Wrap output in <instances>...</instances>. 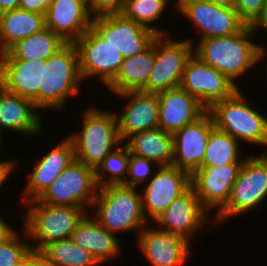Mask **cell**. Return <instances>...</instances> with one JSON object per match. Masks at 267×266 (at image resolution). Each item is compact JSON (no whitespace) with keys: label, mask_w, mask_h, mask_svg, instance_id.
Masks as SVG:
<instances>
[{"label":"cell","mask_w":267,"mask_h":266,"mask_svg":"<svg viewBox=\"0 0 267 266\" xmlns=\"http://www.w3.org/2000/svg\"><path fill=\"white\" fill-rule=\"evenodd\" d=\"M255 33L245 26L239 33L201 39L194 55L224 74L235 85L237 79L266 57L264 45L254 43Z\"/></svg>","instance_id":"1"},{"label":"cell","mask_w":267,"mask_h":266,"mask_svg":"<svg viewBox=\"0 0 267 266\" xmlns=\"http://www.w3.org/2000/svg\"><path fill=\"white\" fill-rule=\"evenodd\" d=\"M137 190L123 184L98 188L91 216L114 234L138 230L139 235L150 221L143 212L141 194Z\"/></svg>","instance_id":"2"},{"label":"cell","mask_w":267,"mask_h":266,"mask_svg":"<svg viewBox=\"0 0 267 266\" xmlns=\"http://www.w3.org/2000/svg\"><path fill=\"white\" fill-rule=\"evenodd\" d=\"M82 82L76 46L66 43L47 60H43V89H39L38 95L32 100L33 104L39 110H59L69 97L80 93Z\"/></svg>","instance_id":"3"},{"label":"cell","mask_w":267,"mask_h":266,"mask_svg":"<svg viewBox=\"0 0 267 266\" xmlns=\"http://www.w3.org/2000/svg\"><path fill=\"white\" fill-rule=\"evenodd\" d=\"M90 107L83 112L81 130L67 137L73 144L75 159L96 170L104 158L123 142L119 136L115 111Z\"/></svg>","instance_id":"4"},{"label":"cell","mask_w":267,"mask_h":266,"mask_svg":"<svg viewBox=\"0 0 267 266\" xmlns=\"http://www.w3.org/2000/svg\"><path fill=\"white\" fill-rule=\"evenodd\" d=\"M23 205L27 208L22 226L29 241H34L32 250L38 252L51 242L71 238L88 211L82 207L45 204L37 199Z\"/></svg>","instance_id":"5"},{"label":"cell","mask_w":267,"mask_h":266,"mask_svg":"<svg viewBox=\"0 0 267 266\" xmlns=\"http://www.w3.org/2000/svg\"><path fill=\"white\" fill-rule=\"evenodd\" d=\"M244 94L238 89L231 97L212 104L207 112L215 128L230 134L239 143L247 142L266 148L267 117L251 107Z\"/></svg>","instance_id":"6"},{"label":"cell","mask_w":267,"mask_h":266,"mask_svg":"<svg viewBox=\"0 0 267 266\" xmlns=\"http://www.w3.org/2000/svg\"><path fill=\"white\" fill-rule=\"evenodd\" d=\"M227 204L214 215V221L225 222L231 217L258 208L267 197V153L246 155Z\"/></svg>","instance_id":"7"},{"label":"cell","mask_w":267,"mask_h":266,"mask_svg":"<svg viewBox=\"0 0 267 266\" xmlns=\"http://www.w3.org/2000/svg\"><path fill=\"white\" fill-rule=\"evenodd\" d=\"M192 39L175 40L167 35L155 39V60L146 86L145 93H159L179 87L187 62L194 55Z\"/></svg>","instance_id":"8"},{"label":"cell","mask_w":267,"mask_h":266,"mask_svg":"<svg viewBox=\"0 0 267 266\" xmlns=\"http://www.w3.org/2000/svg\"><path fill=\"white\" fill-rule=\"evenodd\" d=\"M97 191L95 170L75 159L37 200L57 206L82 207L89 211Z\"/></svg>","instance_id":"9"},{"label":"cell","mask_w":267,"mask_h":266,"mask_svg":"<svg viewBox=\"0 0 267 266\" xmlns=\"http://www.w3.org/2000/svg\"><path fill=\"white\" fill-rule=\"evenodd\" d=\"M82 80L97 77L108 86L120 70L124 57L109 41L90 27L74 42ZM86 78V79H85Z\"/></svg>","instance_id":"10"},{"label":"cell","mask_w":267,"mask_h":266,"mask_svg":"<svg viewBox=\"0 0 267 266\" xmlns=\"http://www.w3.org/2000/svg\"><path fill=\"white\" fill-rule=\"evenodd\" d=\"M178 13L195 24L200 39L230 36L239 33L246 25L234 8L215 5L206 0H176Z\"/></svg>","instance_id":"11"},{"label":"cell","mask_w":267,"mask_h":266,"mask_svg":"<svg viewBox=\"0 0 267 266\" xmlns=\"http://www.w3.org/2000/svg\"><path fill=\"white\" fill-rule=\"evenodd\" d=\"M143 187L139 188L143 212L146 219L153 222L191 187V175L172 165L159 166Z\"/></svg>","instance_id":"12"},{"label":"cell","mask_w":267,"mask_h":266,"mask_svg":"<svg viewBox=\"0 0 267 266\" xmlns=\"http://www.w3.org/2000/svg\"><path fill=\"white\" fill-rule=\"evenodd\" d=\"M91 27L120 51L124 58L143 52L158 36L121 13L93 17Z\"/></svg>","instance_id":"13"},{"label":"cell","mask_w":267,"mask_h":266,"mask_svg":"<svg viewBox=\"0 0 267 266\" xmlns=\"http://www.w3.org/2000/svg\"><path fill=\"white\" fill-rule=\"evenodd\" d=\"M179 87L197 98L207 109L240 89L224 74L201 62L195 55L187 62Z\"/></svg>","instance_id":"14"},{"label":"cell","mask_w":267,"mask_h":266,"mask_svg":"<svg viewBox=\"0 0 267 266\" xmlns=\"http://www.w3.org/2000/svg\"><path fill=\"white\" fill-rule=\"evenodd\" d=\"M208 212L190 187L151 223H156L162 231L178 234L192 242L191 238L194 239L196 232L206 228L209 219L211 220Z\"/></svg>","instance_id":"15"},{"label":"cell","mask_w":267,"mask_h":266,"mask_svg":"<svg viewBox=\"0 0 267 266\" xmlns=\"http://www.w3.org/2000/svg\"><path fill=\"white\" fill-rule=\"evenodd\" d=\"M242 164L200 166L191 175V187L209 212L218 209L217 213L227 204Z\"/></svg>","instance_id":"16"},{"label":"cell","mask_w":267,"mask_h":266,"mask_svg":"<svg viewBox=\"0 0 267 266\" xmlns=\"http://www.w3.org/2000/svg\"><path fill=\"white\" fill-rule=\"evenodd\" d=\"M211 115L206 112L196 122L173 133V163L192 175L203 162L210 133L214 129Z\"/></svg>","instance_id":"17"},{"label":"cell","mask_w":267,"mask_h":266,"mask_svg":"<svg viewBox=\"0 0 267 266\" xmlns=\"http://www.w3.org/2000/svg\"><path fill=\"white\" fill-rule=\"evenodd\" d=\"M136 242L151 266H183L189 259L190 241L178 234L146 226Z\"/></svg>","instance_id":"18"},{"label":"cell","mask_w":267,"mask_h":266,"mask_svg":"<svg viewBox=\"0 0 267 266\" xmlns=\"http://www.w3.org/2000/svg\"><path fill=\"white\" fill-rule=\"evenodd\" d=\"M116 96L124 101L127 100L123 105V112H115L122 142L135 133L158 128V93L130 91Z\"/></svg>","instance_id":"19"},{"label":"cell","mask_w":267,"mask_h":266,"mask_svg":"<svg viewBox=\"0 0 267 266\" xmlns=\"http://www.w3.org/2000/svg\"><path fill=\"white\" fill-rule=\"evenodd\" d=\"M75 152L71 140L66 136L57 146L49 150L36 161L35 166L27 174V184L24 187L21 201L24 203L38 199L53 181L72 161Z\"/></svg>","instance_id":"20"},{"label":"cell","mask_w":267,"mask_h":266,"mask_svg":"<svg viewBox=\"0 0 267 266\" xmlns=\"http://www.w3.org/2000/svg\"><path fill=\"white\" fill-rule=\"evenodd\" d=\"M158 99V127L171 134L196 122L207 112L197 98L180 87L159 92Z\"/></svg>","instance_id":"21"},{"label":"cell","mask_w":267,"mask_h":266,"mask_svg":"<svg viewBox=\"0 0 267 266\" xmlns=\"http://www.w3.org/2000/svg\"><path fill=\"white\" fill-rule=\"evenodd\" d=\"M92 16L87 0H54L45 12L46 28L66 43H74L90 27Z\"/></svg>","instance_id":"22"},{"label":"cell","mask_w":267,"mask_h":266,"mask_svg":"<svg viewBox=\"0 0 267 266\" xmlns=\"http://www.w3.org/2000/svg\"><path fill=\"white\" fill-rule=\"evenodd\" d=\"M33 101L0 87V131L4 129L24 136L41 134L45 120L37 113Z\"/></svg>","instance_id":"23"},{"label":"cell","mask_w":267,"mask_h":266,"mask_svg":"<svg viewBox=\"0 0 267 266\" xmlns=\"http://www.w3.org/2000/svg\"><path fill=\"white\" fill-rule=\"evenodd\" d=\"M0 79L7 91L33 100L43 89V60L0 58Z\"/></svg>","instance_id":"24"},{"label":"cell","mask_w":267,"mask_h":266,"mask_svg":"<svg viewBox=\"0 0 267 266\" xmlns=\"http://www.w3.org/2000/svg\"><path fill=\"white\" fill-rule=\"evenodd\" d=\"M71 239L91 252L100 264L112 261L121 252L118 236L101 226L89 212L79 222Z\"/></svg>","instance_id":"25"},{"label":"cell","mask_w":267,"mask_h":266,"mask_svg":"<svg viewBox=\"0 0 267 266\" xmlns=\"http://www.w3.org/2000/svg\"><path fill=\"white\" fill-rule=\"evenodd\" d=\"M155 60V40L143 52L124 58L120 70L107 86L114 94L141 91L147 84Z\"/></svg>","instance_id":"26"},{"label":"cell","mask_w":267,"mask_h":266,"mask_svg":"<svg viewBox=\"0 0 267 266\" xmlns=\"http://www.w3.org/2000/svg\"><path fill=\"white\" fill-rule=\"evenodd\" d=\"M124 143L132 155L151 160L158 166L173 163V135L159 127L135 133Z\"/></svg>","instance_id":"27"},{"label":"cell","mask_w":267,"mask_h":266,"mask_svg":"<svg viewBox=\"0 0 267 266\" xmlns=\"http://www.w3.org/2000/svg\"><path fill=\"white\" fill-rule=\"evenodd\" d=\"M45 28V14L20 8L0 13V53L16 41L39 33Z\"/></svg>","instance_id":"28"},{"label":"cell","mask_w":267,"mask_h":266,"mask_svg":"<svg viewBox=\"0 0 267 266\" xmlns=\"http://www.w3.org/2000/svg\"><path fill=\"white\" fill-rule=\"evenodd\" d=\"M65 44L66 42L59 35L45 28L39 33L16 41L6 51L0 53V58L47 60Z\"/></svg>","instance_id":"29"},{"label":"cell","mask_w":267,"mask_h":266,"mask_svg":"<svg viewBox=\"0 0 267 266\" xmlns=\"http://www.w3.org/2000/svg\"><path fill=\"white\" fill-rule=\"evenodd\" d=\"M40 253L46 266L101 265L91 252L75 244L71 238L51 242Z\"/></svg>","instance_id":"30"},{"label":"cell","mask_w":267,"mask_h":266,"mask_svg":"<svg viewBox=\"0 0 267 266\" xmlns=\"http://www.w3.org/2000/svg\"><path fill=\"white\" fill-rule=\"evenodd\" d=\"M239 146L240 143L230 134L214 128L210 133L201 166H221L229 163H243L246 157H240Z\"/></svg>","instance_id":"31"},{"label":"cell","mask_w":267,"mask_h":266,"mask_svg":"<svg viewBox=\"0 0 267 266\" xmlns=\"http://www.w3.org/2000/svg\"><path fill=\"white\" fill-rule=\"evenodd\" d=\"M171 0H124L121 14L144 27L152 30L158 35H167V31L152 25L159 20L165 12L166 6ZM151 24V25H150Z\"/></svg>","instance_id":"32"},{"label":"cell","mask_w":267,"mask_h":266,"mask_svg":"<svg viewBox=\"0 0 267 266\" xmlns=\"http://www.w3.org/2000/svg\"><path fill=\"white\" fill-rule=\"evenodd\" d=\"M130 154L128 146L123 142L104 158L95 170V180L98 188L125 183Z\"/></svg>","instance_id":"33"},{"label":"cell","mask_w":267,"mask_h":266,"mask_svg":"<svg viewBox=\"0 0 267 266\" xmlns=\"http://www.w3.org/2000/svg\"><path fill=\"white\" fill-rule=\"evenodd\" d=\"M23 234L18 230L4 243L0 244V266H16L31 251V244L26 231ZM24 239H22L23 237Z\"/></svg>","instance_id":"34"},{"label":"cell","mask_w":267,"mask_h":266,"mask_svg":"<svg viewBox=\"0 0 267 266\" xmlns=\"http://www.w3.org/2000/svg\"><path fill=\"white\" fill-rule=\"evenodd\" d=\"M153 164H155V166ZM153 166L155 170L157 169L156 167H159L151 160L130 154L128 172L123 185L135 188L141 187L140 184L144 185L145 182L154 175Z\"/></svg>","instance_id":"35"},{"label":"cell","mask_w":267,"mask_h":266,"mask_svg":"<svg viewBox=\"0 0 267 266\" xmlns=\"http://www.w3.org/2000/svg\"><path fill=\"white\" fill-rule=\"evenodd\" d=\"M265 0H236L235 11L240 20L246 25L251 26L260 16Z\"/></svg>","instance_id":"36"},{"label":"cell","mask_w":267,"mask_h":266,"mask_svg":"<svg viewBox=\"0 0 267 266\" xmlns=\"http://www.w3.org/2000/svg\"><path fill=\"white\" fill-rule=\"evenodd\" d=\"M124 0H87V8L92 17L121 13Z\"/></svg>","instance_id":"37"},{"label":"cell","mask_w":267,"mask_h":266,"mask_svg":"<svg viewBox=\"0 0 267 266\" xmlns=\"http://www.w3.org/2000/svg\"><path fill=\"white\" fill-rule=\"evenodd\" d=\"M16 266H46V264L43 255L38 251L32 250Z\"/></svg>","instance_id":"38"},{"label":"cell","mask_w":267,"mask_h":266,"mask_svg":"<svg viewBox=\"0 0 267 266\" xmlns=\"http://www.w3.org/2000/svg\"><path fill=\"white\" fill-rule=\"evenodd\" d=\"M18 8L38 14H45L46 12V8L39 0H19Z\"/></svg>","instance_id":"39"},{"label":"cell","mask_w":267,"mask_h":266,"mask_svg":"<svg viewBox=\"0 0 267 266\" xmlns=\"http://www.w3.org/2000/svg\"><path fill=\"white\" fill-rule=\"evenodd\" d=\"M250 27L254 33H257L256 31H258V28H262V30H264L267 34V0H265L260 16Z\"/></svg>","instance_id":"40"},{"label":"cell","mask_w":267,"mask_h":266,"mask_svg":"<svg viewBox=\"0 0 267 266\" xmlns=\"http://www.w3.org/2000/svg\"><path fill=\"white\" fill-rule=\"evenodd\" d=\"M16 231L17 230L13 227L11 228V225L9 226V223L0 215V244L8 240Z\"/></svg>","instance_id":"41"},{"label":"cell","mask_w":267,"mask_h":266,"mask_svg":"<svg viewBox=\"0 0 267 266\" xmlns=\"http://www.w3.org/2000/svg\"><path fill=\"white\" fill-rule=\"evenodd\" d=\"M15 168L16 163H0V187L10 178L11 173L16 170Z\"/></svg>","instance_id":"42"},{"label":"cell","mask_w":267,"mask_h":266,"mask_svg":"<svg viewBox=\"0 0 267 266\" xmlns=\"http://www.w3.org/2000/svg\"><path fill=\"white\" fill-rule=\"evenodd\" d=\"M19 7V0H0V13L17 9Z\"/></svg>","instance_id":"43"},{"label":"cell","mask_w":267,"mask_h":266,"mask_svg":"<svg viewBox=\"0 0 267 266\" xmlns=\"http://www.w3.org/2000/svg\"><path fill=\"white\" fill-rule=\"evenodd\" d=\"M215 5L226 7V8H235L236 0H206Z\"/></svg>","instance_id":"44"},{"label":"cell","mask_w":267,"mask_h":266,"mask_svg":"<svg viewBox=\"0 0 267 266\" xmlns=\"http://www.w3.org/2000/svg\"><path fill=\"white\" fill-rule=\"evenodd\" d=\"M3 133L0 131V151H1V149H2V143H3V139H2V135ZM0 163H16V166H18L17 164H18V162L17 161H15L14 159L13 160H0Z\"/></svg>","instance_id":"45"},{"label":"cell","mask_w":267,"mask_h":266,"mask_svg":"<svg viewBox=\"0 0 267 266\" xmlns=\"http://www.w3.org/2000/svg\"><path fill=\"white\" fill-rule=\"evenodd\" d=\"M54 0H39V2H42L43 6L47 9L51 3L53 2Z\"/></svg>","instance_id":"46"},{"label":"cell","mask_w":267,"mask_h":266,"mask_svg":"<svg viewBox=\"0 0 267 266\" xmlns=\"http://www.w3.org/2000/svg\"><path fill=\"white\" fill-rule=\"evenodd\" d=\"M266 53H267V52H266ZM266 59H267V58H266ZM266 62H267V61H266ZM265 67H266V68H264L265 71H266L265 73H267V63H266V65H265ZM266 75H267V74H266Z\"/></svg>","instance_id":"47"}]
</instances>
